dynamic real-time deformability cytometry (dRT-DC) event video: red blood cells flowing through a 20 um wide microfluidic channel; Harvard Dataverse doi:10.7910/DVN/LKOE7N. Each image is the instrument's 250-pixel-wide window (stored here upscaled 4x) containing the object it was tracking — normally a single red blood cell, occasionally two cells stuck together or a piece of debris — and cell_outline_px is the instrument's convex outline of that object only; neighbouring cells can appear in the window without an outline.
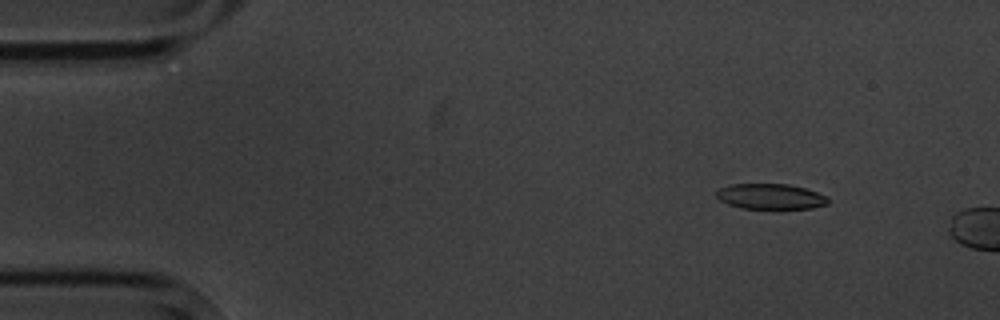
{"species": "common noctule bat (a hibernating species)", "species_latin": "Nyctalus noctula", "temperature_condition": "cold", "stored_images_in_passage": 3, "camera_frame_rate_fps": 3000, "um_per_image_px": 0.085, "animal": {"sex": "male", "body_mass_g": 20.1, "forearm_length_mm": 53.5}, "frame": {"image": 1, "passage_image": 2, "time_ms": 2.0, "image_size_px": [1000, 320], "cell_outline_px": [[828, 204], [812, 208], [740, 208], [728, 204], [720, 200], [716, 196], [716, 192], [720, 188], [732, 184], [788, 184], [804, 188], [828, 196]], "centroid_in_image_um": [65.49, 16.7], "position_along_channel_um": 19.5, "area_um2": 16.42}}